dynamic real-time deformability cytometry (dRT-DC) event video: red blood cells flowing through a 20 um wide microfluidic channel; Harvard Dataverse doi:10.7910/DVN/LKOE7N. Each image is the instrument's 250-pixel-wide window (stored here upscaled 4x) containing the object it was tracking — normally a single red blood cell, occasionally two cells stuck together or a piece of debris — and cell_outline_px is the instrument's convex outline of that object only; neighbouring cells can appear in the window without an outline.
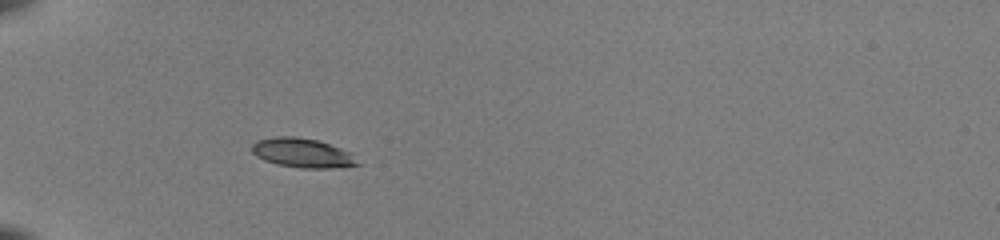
{"species": "common noctule bat (a hibernating species)", "species_latin": "Nyctalus noctula", "temperature_condition": "room temperature", "stored_images_in_passage": 35, "camera_frame_rate_fps": 3000, "um_per_image_px": 0.085, "animal": {"sex": "female", "body_mass_g": 22.0, "forearm_length_mm": 56.7}, "frame": {"image": 1, "passage_image": 1, "time_ms": 0.0, "image_size_px": [1000, 240], "cell_outline_px": [[360, 164], [332, 168], [300, 168], [276, 164], [264, 160], [256, 156], [252, 152], [252, 144], [256, 140], [276, 136], [292, 136], [316, 140], [340, 148], [348, 152]], "centroid_in_image_um": [25.63, 13.0], "position_along_channel_um": 59.4, "area_um2": 17.8}}
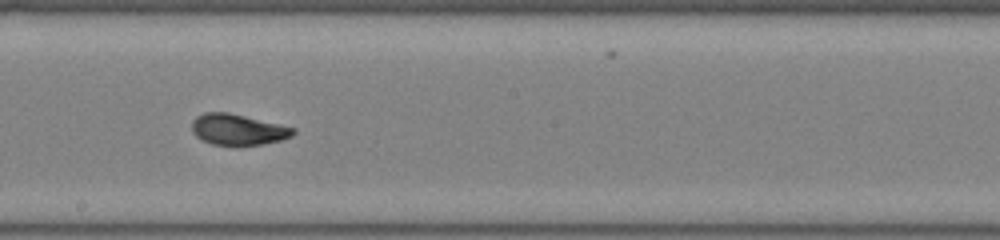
{"frame": {"image": 2, "passage_image": 15, "time_ms": 4.667, "image_size_px": [1000, 240], "cell_outline_px": [[296, 132], [292, 136], [280, 140], [260, 144], [212, 144], [200, 140], [192, 132], [192, 120], [196, 116], [204, 112], [228, 112], [296, 128]], "centroid_in_image_um": [20.19, 10.99], "position_along_channel_um": 228.0, "area_um2": 18.09}}
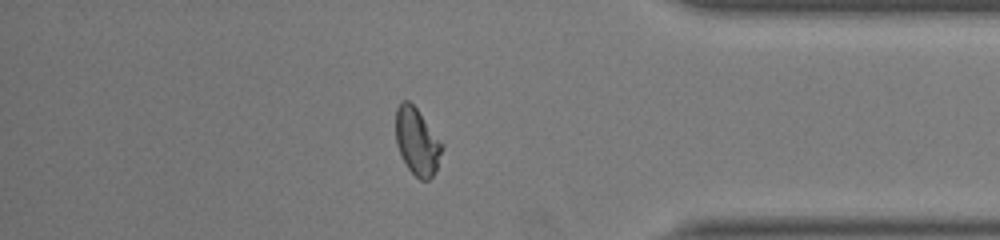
{"frame": {"image": 3, "passage_image": 29, "time_ms": 9.333, "image_size_px": [1000, 240], "cell_outline_px": [[444, 148], [436, 168], [432, 176], [428, 180], [420, 180], [408, 168], [396, 144], [396, 108], [400, 100], [408, 100], [416, 108], [444, 144]], "centroid_in_image_um": [35.45, 12.01], "position_along_channel_um": 399.7, "area_um2": 17.98}, "authors_computed_cell_mechanics": {"area_um2": 18.0914, "velocity_mm_per_s": 3.9946, "shape_relaxation_time_tau1_ms": 4.6079, "shape_relaxation_time_tau2_ms": null, "deformation_change_tau1": 0.1887, "deformation_change_tau2": null}}